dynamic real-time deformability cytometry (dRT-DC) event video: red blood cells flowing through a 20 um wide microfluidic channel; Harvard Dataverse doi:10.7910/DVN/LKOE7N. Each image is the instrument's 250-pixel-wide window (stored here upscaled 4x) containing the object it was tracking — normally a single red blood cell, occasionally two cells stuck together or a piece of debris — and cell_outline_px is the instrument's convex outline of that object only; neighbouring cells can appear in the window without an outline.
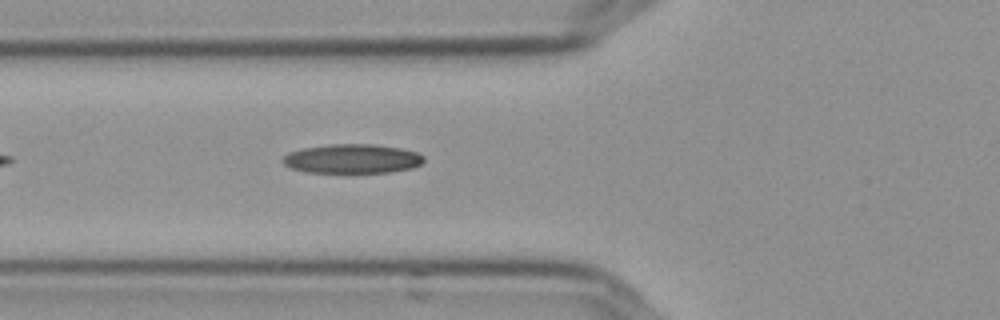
{"species": "Egyptian fruit bat (a non-hibernating species)", "species_latin": "Rousettus aegyptiacus", "temperature_condition": "cold", "stored_images_in_passage": 30, "camera_frame_rate_fps": 3000, "um_per_image_px": 0.085, "frame": {"image": 1, "passage_image": 3, "time_ms": 0.667, "image_size_px": [1000, 320], "cell_outline_px": [[424, 160], [420, 164], [412, 168], [388, 172], [308, 172], [292, 168], [284, 164], [280, 160], [288, 152], [304, 148], [328, 144], [376, 144], [400, 148], [416, 152], [424, 156]], "centroid_in_image_um": [29.93, 13.48], "position_along_channel_um": 95.9, "area_um2": 23.93}}
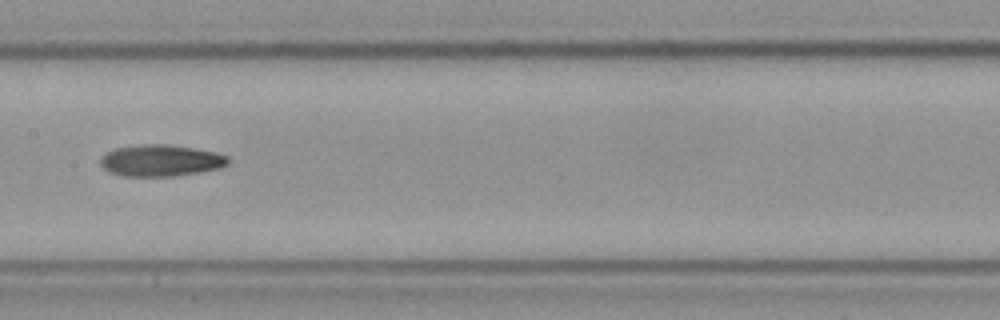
{"frame": {"image": 2, "passage_image": 11, "time_ms": 3.333, "image_size_px": [1000, 320], "cell_outline_px": [[228, 164], [220, 168], [200, 172], [176, 176], [124, 176], [108, 172], [100, 164], [100, 156], [116, 148], [140, 144], [168, 144], [216, 152], [228, 156]], "centroid_in_image_um": [13.65, 13.65], "position_along_channel_um": 193.7, "area_um2": 23.58}}
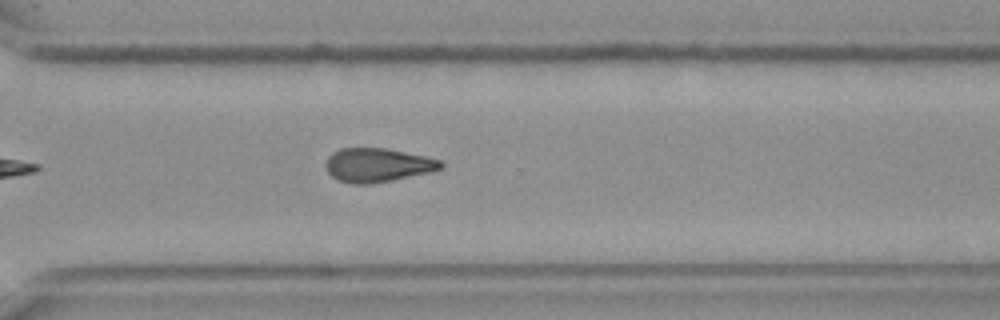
{"frame": {"image": 3, "passage_image": 23, "time_ms": 7.333, "image_size_px": [1000, 320], "cell_outline_px": [[444, 164], [440, 168], [432, 172], [372, 184], [352, 184], [340, 180], [332, 176], [328, 172], [324, 164], [328, 156], [332, 152], [340, 148], [384, 148], [424, 156], [440, 160]], "centroid_in_image_um": [32.06, 14.03], "position_along_channel_um": 338.5, "area_um2": 22.66}, "authors_computed_cell_mechanics": {"area_um2": 22.8599, "velocity_mm_per_s": 3.628, "shape_relaxation_time_tau1_ms": null, "shape_relaxation_time_tau2_ms": 8.1936, "deformation_change_tau1": null, "deformation_change_tau2": 0.1867}}